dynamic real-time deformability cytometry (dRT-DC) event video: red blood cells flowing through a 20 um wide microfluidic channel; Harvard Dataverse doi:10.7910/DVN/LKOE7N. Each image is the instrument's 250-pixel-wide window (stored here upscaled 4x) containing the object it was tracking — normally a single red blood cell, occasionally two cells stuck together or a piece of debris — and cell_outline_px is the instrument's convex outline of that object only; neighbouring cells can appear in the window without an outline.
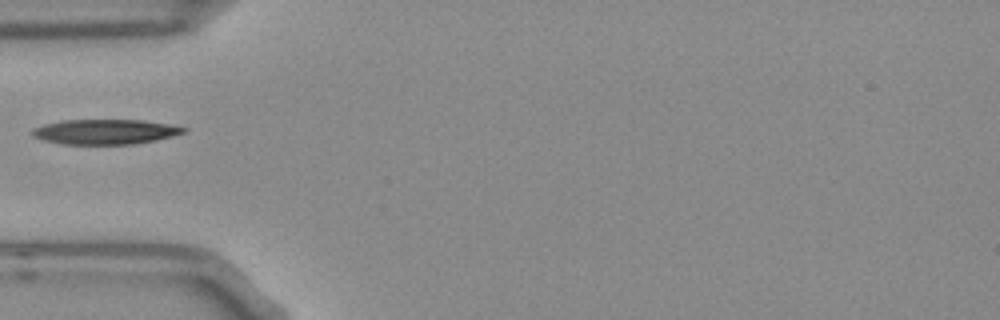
{"species": "Egyptian fruit bat (a non-hibernating species)", "species_latin": "Rousettus aegyptiacus", "temperature_condition": "room temperature", "stored_images_in_passage": 38, "camera_frame_rate_fps": 3000, "um_per_image_px": 0.085, "frame": {"image": 1, "passage_image": 1, "time_ms": 0.0, "image_size_px": [1000, 320], "cell_outline_px": [[188, 128], [184, 132], [172, 136], [156, 140], [132, 144], [64, 144], [44, 140], [32, 136], [32, 128], [44, 124], [60, 120], [140, 120], [168, 124]], "centroid_in_image_um": [8.91, 11.19], "position_along_channel_um": 76.1, "area_um2": 21.91}}
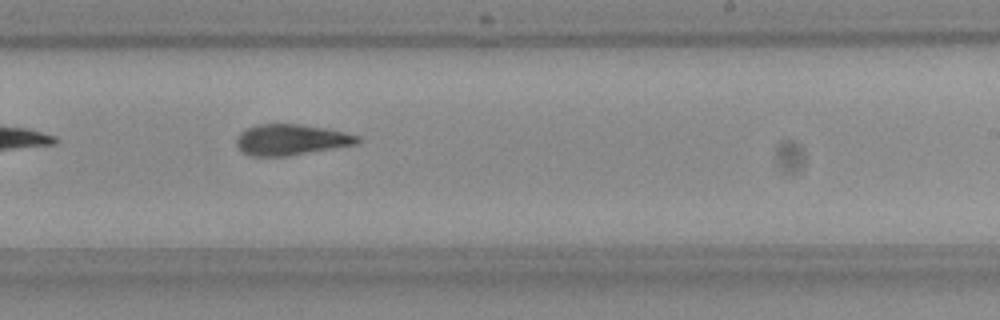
{"frame": {"image": 2, "passage_image": 16, "time_ms": 5.0, "image_size_px": [1000, 320], "cell_outline_px": [[360, 140], [356, 144], [284, 156], [248, 156], [236, 144], [236, 140], [240, 132], [244, 128], [256, 124], [300, 124], [328, 128], [360, 136]], "centroid_in_image_um": [24.71, 11.85], "position_along_channel_um": 264.3, "area_um2": 21.68}}
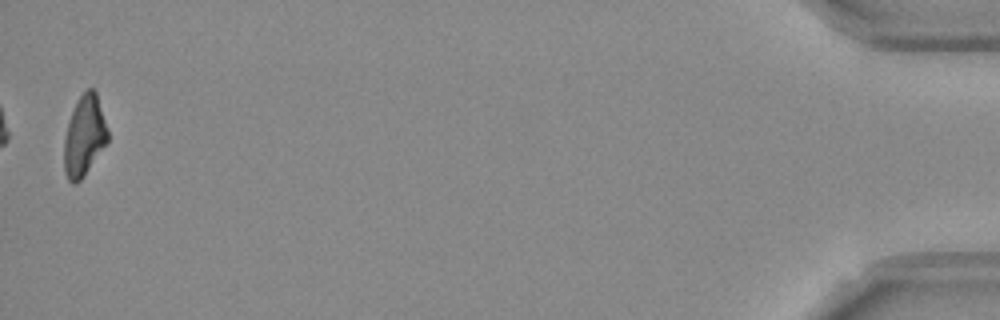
{"frame": {"image": 3, "passage_image": 37, "time_ms": 12.0, "image_size_px": [1000, 320], "cell_outline_px": [[108, 140], [84, 176], [76, 184], [72, 184], [68, 180], [64, 172], [64, 140], [68, 124], [72, 112], [80, 96], [88, 88], [92, 88], [96, 92], [108, 132]], "centroid_in_image_um": [7.15, 11.59], "position_along_channel_um": 428.1, "area_um2": 20.06}}